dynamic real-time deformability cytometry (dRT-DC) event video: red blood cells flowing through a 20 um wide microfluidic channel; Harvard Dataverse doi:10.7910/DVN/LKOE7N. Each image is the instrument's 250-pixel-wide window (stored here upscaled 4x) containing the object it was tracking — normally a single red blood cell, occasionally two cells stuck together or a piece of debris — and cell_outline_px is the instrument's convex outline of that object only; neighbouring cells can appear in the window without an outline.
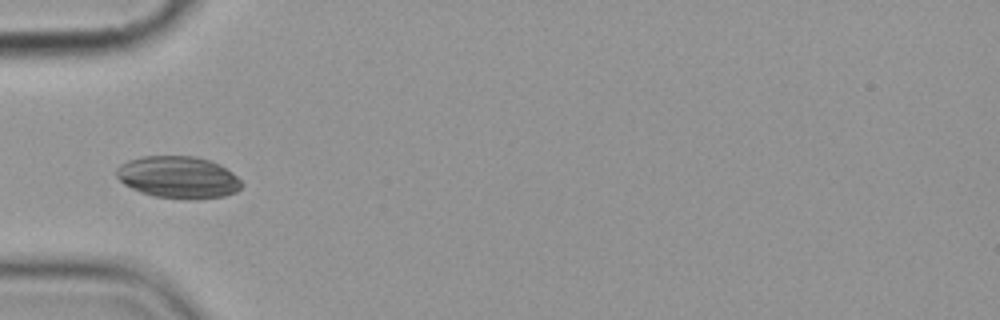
{"species": "common noctule bat (a hibernating species)", "species_latin": "Nyctalus noctula", "temperature_condition": "cold", "stored_images_in_passage": 8, "camera_frame_rate_fps": 3000, "um_per_image_px": 0.085, "animal": {"sex": "female", "body_mass_g": 19.9}, "frame": {"image": 1, "passage_image": 6, "time_ms": 5.667, "image_size_px": [1000, 320], "cell_outline_px": [[244, 184], [236, 192], [224, 196], [188, 200], [156, 196], [140, 192], [124, 184], [116, 176], [116, 168], [120, 164], [128, 160], [144, 156], [196, 156], [220, 164], [232, 172]], "centroid_in_image_um": [15.15, 15.07], "position_along_channel_um": 69.8, "area_um2": 30.75}}
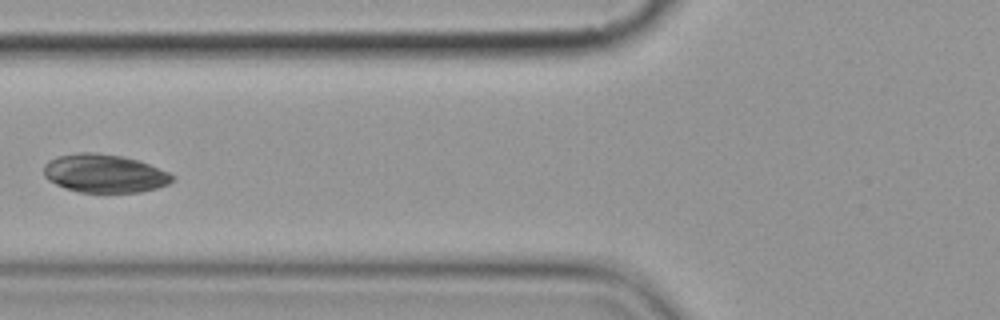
{"frame": {"image": 2, "passage_image": 7, "time_ms": 7.0, "image_size_px": [1000, 320], "cell_outline_px": [[176, 176], [168, 184], [156, 188], [140, 192], [80, 192], [64, 188], [48, 180], [44, 176], [44, 164], [48, 160], [56, 156], [76, 152], [96, 152], [124, 156], [140, 160], [168, 172]], "centroid_in_image_um": [8.86, 14.72], "position_along_channel_um": 116.9, "area_um2": 29.02}}
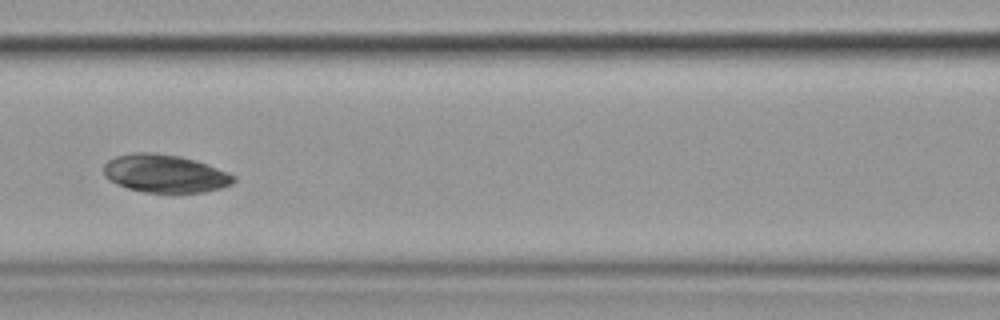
{"frame": {"image": 3, "passage_image": 8, "time_ms": 8.0, "image_size_px": [1000, 320], "cell_outline_px": [[236, 180], [232, 184], [220, 188], [204, 192], [144, 192], [128, 188], [116, 184], [108, 180], [104, 176], [104, 164], [108, 160], [116, 156], [132, 152], [152, 152], [180, 156], [196, 160], [228, 172], [236, 176]], "centroid_in_image_um": [14.01, 14.74], "position_along_channel_um": 152.6, "area_um2": 28.9}}